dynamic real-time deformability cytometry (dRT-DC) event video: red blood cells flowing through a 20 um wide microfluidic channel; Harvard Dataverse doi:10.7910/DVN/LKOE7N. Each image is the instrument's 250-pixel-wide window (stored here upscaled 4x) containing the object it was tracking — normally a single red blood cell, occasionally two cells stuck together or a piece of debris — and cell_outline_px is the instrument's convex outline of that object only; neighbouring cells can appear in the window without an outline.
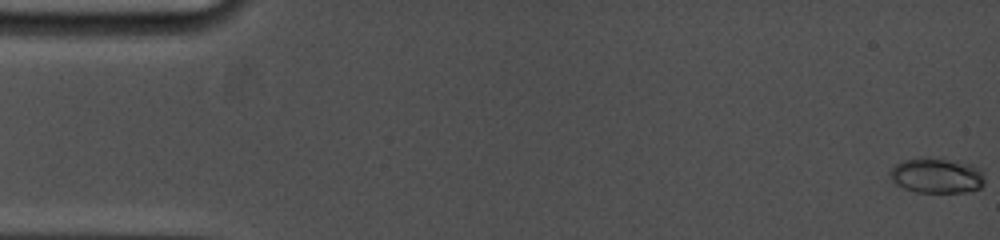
{"species": "common noctule bat (a hibernating species)", "species_latin": "Nyctalus noctula", "temperature_condition": "cold", "stored_images_in_passage": 73, "camera_frame_rate_fps": 5000, "um_per_image_px": 0.085, "animal": {"sex": "female", "body_mass_g": 19.0, "forearm_length_mm": 53.3}, "frame": {"image": 1, "passage_image": 1, "time_ms": 0.0, "image_size_px": [1000, 240], "cell_outline_px": [[984, 184], [980, 188], [964, 192], [916, 192], [904, 188], [896, 184], [888, 176], [888, 172], [896, 164], [904, 160], [920, 156], [936, 156], [972, 164], [980, 168], [984, 172]], "centroid_in_image_um": [79.62, 14.88], "position_along_channel_um": 5.4, "area_um2": 20.06}}
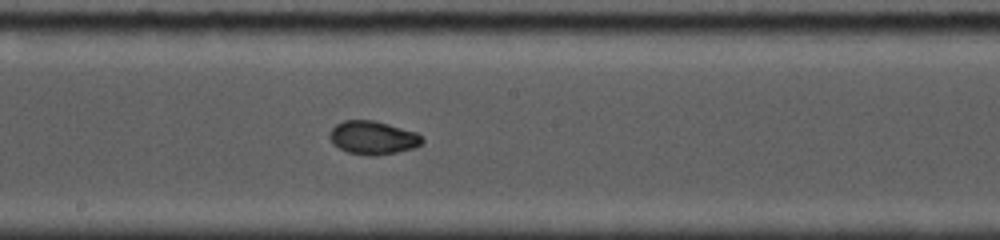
{"frame": {"image": 2, "passage_image": 32, "time_ms": 9.2, "image_size_px": [1000, 240], "cell_outline_px": [[424, 140], [420, 144], [412, 148], [396, 152], [372, 156], [368, 156], [348, 152], [332, 144], [328, 136], [328, 132], [336, 124], [344, 120], [372, 120], [388, 124], [416, 132]], "centroid_in_image_um": [31.64, 11.7], "position_along_channel_um": 216.6, "area_um2": 17.92}}
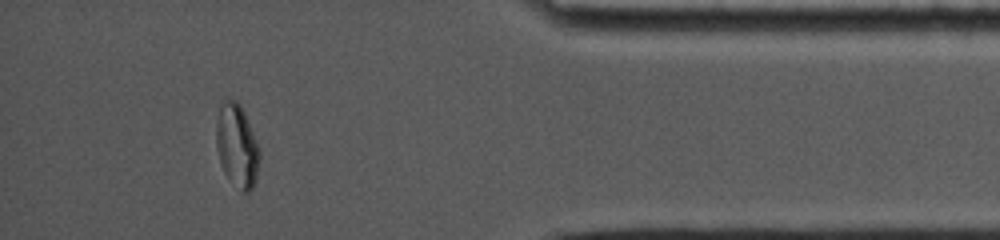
{"frame": {"image": 3, "passage_image": 62, "time_ms": 15.0, "image_size_px": [1000, 240], "cell_outline_px": [[260, 160], [256, 180], [252, 188], [248, 192], [240, 192], [228, 180], [220, 164], [216, 148], [216, 120], [220, 104], [224, 100], [236, 100], [240, 104], [244, 112], [260, 152]], "centroid_in_image_um": [20.12, 12.43], "position_along_channel_um": 415.1, "area_um2": 21.21}}